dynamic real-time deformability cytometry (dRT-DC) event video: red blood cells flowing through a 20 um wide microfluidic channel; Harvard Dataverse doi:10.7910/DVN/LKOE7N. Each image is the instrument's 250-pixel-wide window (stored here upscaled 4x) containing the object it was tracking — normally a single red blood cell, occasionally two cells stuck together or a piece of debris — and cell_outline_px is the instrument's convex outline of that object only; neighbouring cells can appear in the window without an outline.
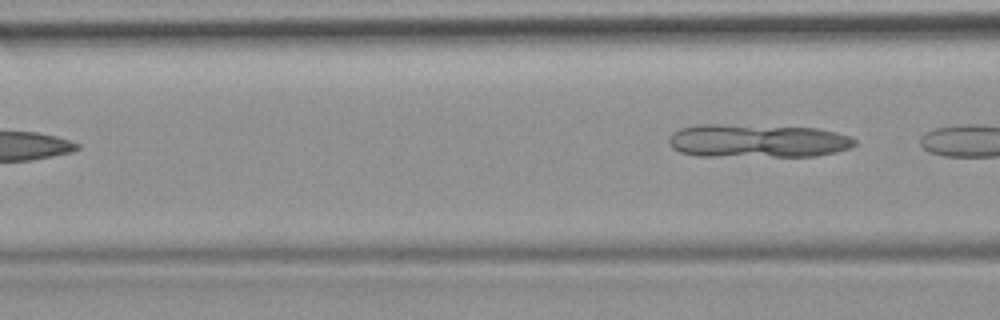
{"species": "common noctule bat (a hibernating species)", "species_latin": "Nyctalus noctula", "temperature_condition": "room temperature", "stored_images_in_passage": 3, "segment_of_instrument_passage": [2, 2], "camera_frame_rate_fps": 3000, "um_per_image_px": 0.085, "animal": {"sex": "female", "body_mass_g": 19.9}, "frame": {"image": 1, "passage_image": 3, "time_ms": 2.333, "image_size_px": [1000, 320], "cell_outline_px": [[856, 144], [848, 148], [836, 152], [816, 156], [696, 156], [680, 152], [672, 148], [668, 144], [668, 136], [672, 132], [680, 128], [696, 124], [724, 124], [820, 128], [836, 132], [848, 136], [856, 140]], "centroid_in_image_um": [64.33, 11.97], "position_along_channel_um": 102.3, "area_um2": 36.59}}